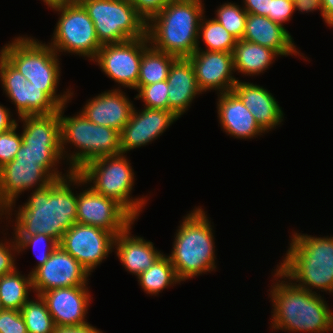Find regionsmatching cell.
<instances>
[{
    "label": "cell",
    "mask_w": 333,
    "mask_h": 333,
    "mask_svg": "<svg viewBox=\"0 0 333 333\" xmlns=\"http://www.w3.org/2000/svg\"><path fill=\"white\" fill-rule=\"evenodd\" d=\"M54 179L40 166V161L13 160L0 168V214L24 193L41 189ZM35 187V188H34Z\"/></svg>",
    "instance_id": "obj_16"
},
{
    "label": "cell",
    "mask_w": 333,
    "mask_h": 333,
    "mask_svg": "<svg viewBox=\"0 0 333 333\" xmlns=\"http://www.w3.org/2000/svg\"><path fill=\"white\" fill-rule=\"evenodd\" d=\"M83 186L85 190L77 193V223L100 227L116 236L137 221L116 200L95 192L84 180Z\"/></svg>",
    "instance_id": "obj_15"
},
{
    "label": "cell",
    "mask_w": 333,
    "mask_h": 333,
    "mask_svg": "<svg viewBox=\"0 0 333 333\" xmlns=\"http://www.w3.org/2000/svg\"><path fill=\"white\" fill-rule=\"evenodd\" d=\"M115 235L103 228L75 223L63 235L59 245L91 275L114 252Z\"/></svg>",
    "instance_id": "obj_14"
},
{
    "label": "cell",
    "mask_w": 333,
    "mask_h": 333,
    "mask_svg": "<svg viewBox=\"0 0 333 333\" xmlns=\"http://www.w3.org/2000/svg\"><path fill=\"white\" fill-rule=\"evenodd\" d=\"M232 91L241 99L265 133L280 127L284 121L282 107L274 95L263 86L238 80Z\"/></svg>",
    "instance_id": "obj_22"
},
{
    "label": "cell",
    "mask_w": 333,
    "mask_h": 333,
    "mask_svg": "<svg viewBox=\"0 0 333 333\" xmlns=\"http://www.w3.org/2000/svg\"><path fill=\"white\" fill-rule=\"evenodd\" d=\"M194 68L200 91L215 90L216 94L232 91L239 80L234 77L233 53L196 50L188 57Z\"/></svg>",
    "instance_id": "obj_20"
},
{
    "label": "cell",
    "mask_w": 333,
    "mask_h": 333,
    "mask_svg": "<svg viewBox=\"0 0 333 333\" xmlns=\"http://www.w3.org/2000/svg\"><path fill=\"white\" fill-rule=\"evenodd\" d=\"M31 275L33 292L37 295L54 288L88 286L90 280L89 272L60 245Z\"/></svg>",
    "instance_id": "obj_17"
},
{
    "label": "cell",
    "mask_w": 333,
    "mask_h": 333,
    "mask_svg": "<svg viewBox=\"0 0 333 333\" xmlns=\"http://www.w3.org/2000/svg\"><path fill=\"white\" fill-rule=\"evenodd\" d=\"M0 333H27L21 311L13 309L0 310Z\"/></svg>",
    "instance_id": "obj_38"
},
{
    "label": "cell",
    "mask_w": 333,
    "mask_h": 333,
    "mask_svg": "<svg viewBox=\"0 0 333 333\" xmlns=\"http://www.w3.org/2000/svg\"><path fill=\"white\" fill-rule=\"evenodd\" d=\"M273 271L268 293L273 307L270 329L290 333L332 332L333 311L324 295L295 286L277 268Z\"/></svg>",
    "instance_id": "obj_2"
},
{
    "label": "cell",
    "mask_w": 333,
    "mask_h": 333,
    "mask_svg": "<svg viewBox=\"0 0 333 333\" xmlns=\"http://www.w3.org/2000/svg\"><path fill=\"white\" fill-rule=\"evenodd\" d=\"M6 238L0 240V278L17 268L16 257L19 255L18 245L14 237H12L13 239Z\"/></svg>",
    "instance_id": "obj_37"
},
{
    "label": "cell",
    "mask_w": 333,
    "mask_h": 333,
    "mask_svg": "<svg viewBox=\"0 0 333 333\" xmlns=\"http://www.w3.org/2000/svg\"><path fill=\"white\" fill-rule=\"evenodd\" d=\"M207 212L194 207L183 216L168 257L181 282L216 271L215 235Z\"/></svg>",
    "instance_id": "obj_5"
},
{
    "label": "cell",
    "mask_w": 333,
    "mask_h": 333,
    "mask_svg": "<svg viewBox=\"0 0 333 333\" xmlns=\"http://www.w3.org/2000/svg\"><path fill=\"white\" fill-rule=\"evenodd\" d=\"M10 108L0 103V133L11 130L17 125L18 120L13 117V113Z\"/></svg>",
    "instance_id": "obj_43"
},
{
    "label": "cell",
    "mask_w": 333,
    "mask_h": 333,
    "mask_svg": "<svg viewBox=\"0 0 333 333\" xmlns=\"http://www.w3.org/2000/svg\"><path fill=\"white\" fill-rule=\"evenodd\" d=\"M320 11V15L325 23V16L323 13L322 0H295L294 1V12L300 11V13H309L314 11Z\"/></svg>",
    "instance_id": "obj_42"
},
{
    "label": "cell",
    "mask_w": 333,
    "mask_h": 333,
    "mask_svg": "<svg viewBox=\"0 0 333 333\" xmlns=\"http://www.w3.org/2000/svg\"><path fill=\"white\" fill-rule=\"evenodd\" d=\"M136 91L138 94L134 96V100L141 99L145 108L168 110L167 80L145 86H137Z\"/></svg>",
    "instance_id": "obj_35"
},
{
    "label": "cell",
    "mask_w": 333,
    "mask_h": 333,
    "mask_svg": "<svg viewBox=\"0 0 333 333\" xmlns=\"http://www.w3.org/2000/svg\"><path fill=\"white\" fill-rule=\"evenodd\" d=\"M176 56L155 50L149 46L142 55L137 86L154 84L167 80L169 70Z\"/></svg>",
    "instance_id": "obj_30"
},
{
    "label": "cell",
    "mask_w": 333,
    "mask_h": 333,
    "mask_svg": "<svg viewBox=\"0 0 333 333\" xmlns=\"http://www.w3.org/2000/svg\"><path fill=\"white\" fill-rule=\"evenodd\" d=\"M0 83L3 93L15 105L17 118L49 115L59 106L41 88L34 86L0 53Z\"/></svg>",
    "instance_id": "obj_13"
},
{
    "label": "cell",
    "mask_w": 333,
    "mask_h": 333,
    "mask_svg": "<svg viewBox=\"0 0 333 333\" xmlns=\"http://www.w3.org/2000/svg\"><path fill=\"white\" fill-rule=\"evenodd\" d=\"M51 9L60 15L51 42H48L52 49L59 56L64 52L93 61L102 44L84 7L75 0Z\"/></svg>",
    "instance_id": "obj_11"
},
{
    "label": "cell",
    "mask_w": 333,
    "mask_h": 333,
    "mask_svg": "<svg viewBox=\"0 0 333 333\" xmlns=\"http://www.w3.org/2000/svg\"><path fill=\"white\" fill-rule=\"evenodd\" d=\"M246 41L265 46L276 51L280 56H297L306 59L296 48L295 41L285 26L273 22L265 16L247 15L243 38Z\"/></svg>",
    "instance_id": "obj_25"
},
{
    "label": "cell",
    "mask_w": 333,
    "mask_h": 333,
    "mask_svg": "<svg viewBox=\"0 0 333 333\" xmlns=\"http://www.w3.org/2000/svg\"><path fill=\"white\" fill-rule=\"evenodd\" d=\"M41 1H43L45 3V5L51 9L53 7L61 6L63 4L70 3L75 0H41Z\"/></svg>",
    "instance_id": "obj_46"
},
{
    "label": "cell",
    "mask_w": 333,
    "mask_h": 333,
    "mask_svg": "<svg viewBox=\"0 0 333 333\" xmlns=\"http://www.w3.org/2000/svg\"><path fill=\"white\" fill-rule=\"evenodd\" d=\"M293 13H295L294 2L290 0H271L270 13L267 17L284 26V23L292 19Z\"/></svg>",
    "instance_id": "obj_39"
},
{
    "label": "cell",
    "mask_w": 333,
    "mask_h": 333,
    "mask_svg": "<svg viewBox=\"0 0 333 333\" xmlns=\"http://www.w3.org/2000/svg\"><path fill=\"white\" fill-rule=\"evenodd\" d=\"M280 55L271 48L244 39L237 40L233 50L234 71L245 76H258Z\"/></svg>",
    "instance_id": "obj_27"
},
{
    "label": "cell",
    "mask_w": 333,
    "mask_h": 333,
    "mask_svg": "<svg viewBox=\"0 0 333 333\" xmlns=\"http://www.w3.org/2000/svg\"><path fill=\"white\" fill-rule=\"evenodd\" d=\"M168 82V110L179 118L191 107L200 91L192 63L188 58H177L170 67Z\"/></svg>",
    "instance_id": "obj_26"
},
{
    "label": "cell",
    "mask_w": 333,
    "mask_h": 333,
    "mask_svg": "<svg viewBox=\"0 0 333 333\" xmlns=\"http://www.w3.org/2000/svg\"><path fill=\"white\" fill-rule=\"evenodd\" d=\"M203 15L199 28V43L197 50L233 53L237 39L230 34L215 18H205ZM200 39L206 48L200 46Z\"/></svg>",
    "instance_id": "obj_31"
},
{
    "label": "cell",
    "mask_w": 333,
    "mask_h": 333,
    "mask_svg": "<svg viewBox=\"0 0 333 333\" xmlns=\"http://www.w3.org/2000/svg\"><path fill=\"white\" fill-rule=\"evenodd\" d=\"M77 173L95 192L116 200L136 220L148 203L147 195L132 197L136 176L124 153L93 159Z\"/></svg>",
    "instance_id": "obj_8"
},
{
    "label": "cell",
    "mask_w": 333,
    "mask_h": 333,
    "mask_svg": "<svg viewBox=\"0 0 333 333\" xmlns=\"http://www.w3.org/2000/svg\"><path fill=\"white\" fill-rule=\"evenodd\" d=\"M146 22L172 0H128Z\"/></svg>",
    "instance_id": "obj_40"
},
{
    "label": "cell",
    "mask_w": 333,
    "mask_h": 333,
    "mask_svg": "<svg viewBox=\"0 0 333 333\" xmlns=\"http://www.w3.org/2000/svg\"><path fill=\"white\" fill-rule=\"evenodd\" d=\"M18 268L0 278V302L3 309L21 311L23 305L30 299L32 275L21 274Z\"/></svg>",
    "instance_id": "obj_28"
},
{
    "label": "cell",
    "mask_w": 333,
    "mask_h": 333,
    "mask_svg": "<svg viewBox=\"0 0 333 333\" xmlns=\"http://www.w3.org/2000/svg\"><path fill=\"white\" fill-rule=\"evenodd\" d=\"M178 116L169 110L133 107L128 123L120 132L121 153L151 144L166 129L178 120Z\"/></svg>",
    "instance_id": "obj_18"
},
{
    "label": "cell",
    "mask_w": 333,
    "mask_h": 333,
    "mask_svg": "<svg viewBox=\"0 0 333 333\" xmlns=\"http://www.w3.org/2000/svg\"><path fill=\"white\" fill-rule=\"evenodd\" d=\"M325 23L333 28V0H322Z\"/></svg>",
    "instance_id": "obj_45"
},
{
    "label": "cell",
    "mask_w": 333,
    "mask_h": 333,
    "mask_svg": "<svg viewBox=\"0 0 333 333\" xmlns=\"http://www.w3.org/2000/svg\"><path fill=\"white\" fill-rule=\"evenodd\" d=\"M54 333H103L91 324L80 327H55Z\"/></svg>",
    "instance_id": "obj_44"
},
{
    "label": "cell",
    "mask_w": 333,
    "mask_h": 333,
    "mask_svg": "<svg viewBox=\"0 0 333 333\" xmlns=\"http://www.w3.org/2000/svg\"><path fill=\"white\" fill-rule=\"evenodd\" d=\"M217 96V117L220 127L227 135L246 140L266 134L233 91L217 94Z\"/></svg>",
    "instance_id": "obj_23"
},
{
    "label": "cell",
    "mask_w": 333,
    "mask_h": 333,
    "mask_svg": "<svg viewBox=\"0 0 333 333\" xmlns=\"http://www.w3.org/2000/svg\"><path fill=\"white\" fill-rule=\"evenodd\" d=\"M123 89L105 90L90 98L80 112L91 122L122 131L135 106Z\"/></svg>",
    "instance_id": "obj_21"
},
{
    "label": "cell",
    "mask_w": 333,
    "mask_h": 333,
    "mask_svg": "<svg viewBox=\"0 0 333 333\" xmlns=\"http://www.w3.org/2000/svg\"><path fill=\"white\" fill-rule=\"evenodd\" d=\"M241 3L249 14L267 17L270 13L271 0H242Z\"/></svg>",
    "instance_id": "obj_41"
},
{
    "label": "cell",
    "mask_w": 333,
    "mask_h": 333,
    "mask_svg": "<svg viewBox=\"0 0 333 333\" xmlns=\"http://www.w3.org/2000/svg\"><path fill=\"white\" fill-rule=\"evenodd\" d=\"M22 307L27 333H54L55 324L41 295H35Z\"/></svg>",
    "instance_id": "obj_32"
},
{
    "label": "cell",
    "mask_w": 333,
    "mask_h": 333,
    "mask_svg": "<svg viewBox=\"0 0 333 333\" xmlns=\"http://www.w3.org/2000/svg\"><path fill=\"white\" fill-rule=\"evenodd\" d=\"M115 236L114 252L128 273L138 277L148 270L163 252L155 249L153 242L131 234L133 224Z\"/></svg>",
    "instance_id": "obj_24"
},
{
    "label": "cell",
    "mask_w": 333,
    "mask_h": 333,
    "mask_svg": "<svg viewBox=\"0 0 333 333\" xmlns=\"http://www.w3.org/2000/svg\"><path fill=\"white\" fill-rule=\"evenodd\" d=\"M149 46L147 36L121 43L103 44L92 62L118 85L117 89L122 86L136 90L141 58Z\"/></svg>",
    "instance_id": "obj_12"
},
{
    "label": "cell",
    "mask_w": 333,
    "mask_h": 333,
    "mask_svg": "<svg viewBox=\"0 0 333 333\" xmlns=\"http://www.w3.org/2000/svg\"><path fill=\"white\" fill-rule=\"evenodd\" d=\"M88 286L61 287L41 294L56 327H80L89 325L87 314L91 305Z\"/></svg>",
    "instance_id": "obj_19"
},
{
    "label": "cell",
    "mask_w": 333,
    "mask_h": 333,
    "mask_svg": "<svg viewBox=\"0 0 333 333\" xmlns=\"http://www.w3.org/2000/svg\"><path fill=\"white\" fill-rule=\"evenodd\" d=\"M77 1L93 21L102 45L146 37L147 22L128 0Z\"/></svg>",
    "instance_id": "obj_10"
},
{
    "label": "cell",
    "mask_w": 333,
    "mask_h": 333,
    "mask_svg": "<svg viewBox=\"0 0 333 333\" xmlns=\"http://www.w3.org/2000/svg\"><path fill=\"white\" fill-rule=\"evenodd\" d=\"M18 122L23 123L22 144L14 160L40 161V166L54 180L68 176L71 173L69 169L64 168L65 173L58 170V166H62L58 164L64 160L59 111L49 115L19 117Z\"/></svg>",
    "instance_id": "obj_9"
},
{
    "label": "cell",
    "mask_w": 333,
    "mask_h": 333,
    "mask_svg": "<svg viewBox=\"0 0 333 333\" xmlns=\"http://www.w3.org/2000/svg\"><path fill=\"white\" fill-rule=\"evenodd\" d=\"M23 36V37H22ZM12 38L0 53L34 86L41 88L59 107L68 104L74 96L72 88L58 92L61 76L59 55L46 42L33 36Z\"/></svg>",
    "instance_id": "obj_6"
},
{
    "label": "cell",
    "mask_w": 333,
    "mask_h": 333,
    "mask_svg": "<svg viewBox=\"0 0 333 333\" xmlns=\"http://www.w3.org/2000/svg\"><path fill=\"white\" fill-rule=\"evenodd\" d=\"M14 240L18 245L19 254L31 248L38 259L37 265H34V268L29 272L30 274L42 266L59 245L56 239L45 234H36L30 237H14Z\"/></svg>",
    "instance_id": "obj_34"
},
{
    "label": "cell",
    "mask_w": 333,
    "mask_h": 333,
    "mask_svg": "<svg viewBox=\"0 0 333 333\" xmlns=\"http://www.w3.org/2000/svg\"><path fill=\"white\" fill-rule=\"evenodd\" d=\"M82 185L83 178L77 172L55 179L44 188L32 190L28 200L23 205H18V210H14V207L4 210L0 214L1 223L5 221V217L7 224L14 221L11 232L13 237L45 234L60 242L64 233L76 223L77 193L73 190L82 188ZM13 214L15 219L12 221Z\"/></svg>",
    "instance_id": "obj_1"
},
{
    "label": "cell",
    "mask_w": 333,
    "mask_h": 333,
    "mask_svg": "<svg viewBox=\"0 0 333 333\" xmlns=\"http://www.w3.org/2000/svg\"><path fill=\"white\" fill-rule=\"evenodd\" d=\"M67 105H62L58 110L63 162L64 164L68 162L66 165H69L66 169L77 172L93 159L121 153V137L118 130L97 125L89 121L80 111L74 116H66L64 112ZM68 145L69 148L66 147ZM72 146L73 152H71Z\"/></svg>",
    "instance_id": "obj_7"
},
{
    "label": "cell",
    "mask_w": 333,
    "mask_h": 333,
    "mask_svg": "<svg viewBox=\"0 0 333 333\" xmlns=\"http://www.w3.org/2000/svg\"><path fill=\"white\" fill-rule=\"evenodd\" d=\"M19 124L11 130L0 133V168L7 162L13 161L22 144L20 132H17Z\"/></svg>",
    "instance_id": "obj_36"
},
{
    "label": "cell",
    "mask_w": 333,
    "mask_h": 333,
    "mask_svg": "<svg viewBox=\"0 0 333 333\" xmlns=\"http://www.w3.org/2000/svg\"><path fill=\"white\" fill-rule=\"evenodd\" d=\"M136 278L141 289L151 296H157L164 289L181 283L167 254H163L148 270Z\"/></svg>",
    "instance_id": "obj_29"
},
{
    "label": "cell",
    "mask_w": 333,
    "mask_h": 333,
    "mask_svg": "<svg viewBox=\"0 0 333 333\" xmlns=\"http://www.w3.org/2000/svg\"><path fill=\"white\" fill-rule=\"evenodd\" d=\"M298 232L292 231L288 249L274 268L299 288L332 294L333 235L317 237Z\"/></svg>",
    "instance_id": "obj_3"
},
{
    "label": "cell",
    "mask_w": 333,
    "mask_h": 333,
    "mask_svg": "<svg viewBox=\"0 0 333 333\" xmlns=\"http://www.w3.org/2000/svg\"><path fill=\"white\" fill-rule=\"evenodd\" d=\"M204 0H172L147 21L146 36L155 50L190 57L198 47Z\"/></svg>",
    "instance_id": "obj_4"
},
{
    "label": "cell",
    "mask_w": 333,
    "mask_h": 333,
    "mask_svg": "<svg viewBox=\"0 0 333 333\" xmlns=\"http://www.w3.org/2000/svg\"><path fill=\"white\" fill-rule=\"evenodd\" d=\"M215 18L237 40H241L245 33L248 13L242 5L235 2H225L215 10Z\"/></svg>",
    "instance_id": "obj_33"
}]
</instances>
